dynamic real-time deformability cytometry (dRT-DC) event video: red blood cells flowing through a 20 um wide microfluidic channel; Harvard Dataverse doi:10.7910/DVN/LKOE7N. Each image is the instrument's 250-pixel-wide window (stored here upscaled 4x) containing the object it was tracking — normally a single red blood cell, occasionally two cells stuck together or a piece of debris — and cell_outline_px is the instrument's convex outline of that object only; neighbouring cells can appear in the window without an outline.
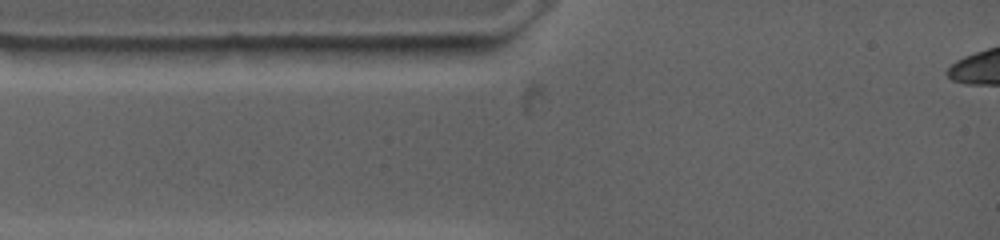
{"species": "common noctule bat (a hibernating species)", "species_latin": "Nyctalus noctula", "temperature_condition": "warm", "stored_images_in_passage": 3, "segment_of_instrument_passage": [1, 2], "camera_frame_rate_fps": 4500, "um_per_image_px": 0.085, "animal": {"sex": "female", "body_mass_g": 19.0, "forearm_length_mm": 53.3}, "frame": {"image": 1, "passage_image": 2, "time_ms": 0.889, "image_size_px": [1000, 240], "cell_outline_px": [[448, 44], [444, 48], [364, 64], [316, 56], [276, 48], [292, 44]], "centroid_in_image_um": [30.75, 4.34], "position_along_channel_um": 54.2, "area_um2": 14.62}}